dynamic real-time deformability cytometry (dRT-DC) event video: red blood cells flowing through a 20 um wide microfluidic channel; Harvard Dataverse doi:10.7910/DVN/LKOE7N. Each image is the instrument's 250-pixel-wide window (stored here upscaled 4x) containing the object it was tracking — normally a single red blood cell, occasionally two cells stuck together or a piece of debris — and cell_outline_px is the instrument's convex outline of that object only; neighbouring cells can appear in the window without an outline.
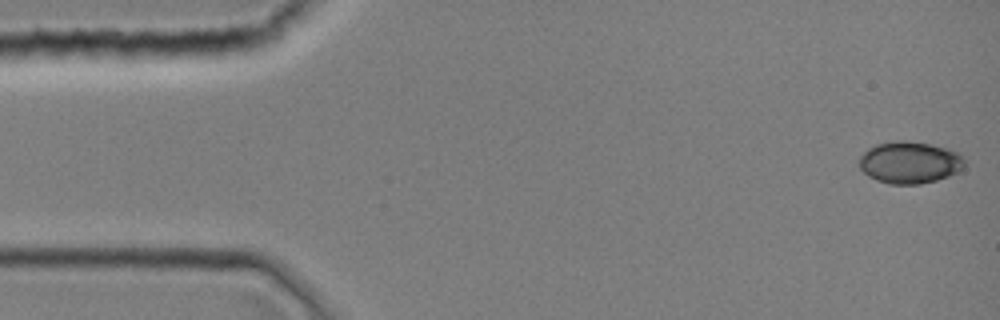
{"species": "common noctule bat (a hibernating species)", "species_latin": "Nyctalus noctula", "temperature_condition": "room temperature", "stored_images_in_passage": 40, "camera_frame_rate_fps": 3000, "um_per_image_px": 0.085, "animal": {"sex": "female", "body_mass_g": 19.0, "forearm_length_mm": 51.5}, "frame": {"image": 1, "passage_image": 1, "time_ms": 0.0, "image_size_px": [1000, 320], "cell_outline_px": [[964, 168], [960, 172], [936, 180], [920, 184], [888, 184], [876, 180], [868, 176], [860, 168], [860, 156], [868, 148], [876, 144], [896, 140], [904, 140], [928, 144], [948, 148], [960, 152], [964, 160]], "centroid_in_image_um": [77.34, 13.81], "position_along_channel_um": 7.7, "area_um2": 25.95}}
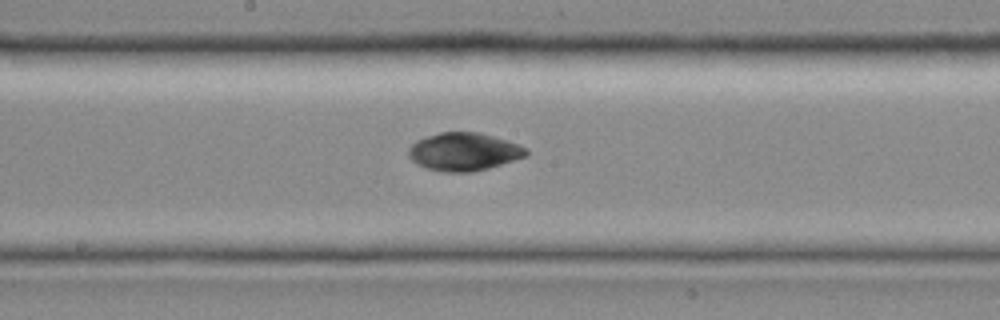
{"frame": {"image": 2, "passage_image": 21, "time_ms": 6.667, "image_size_px": [1000, 320], "cell_outline_px": [[528, 156], [488, 168], [472, 172], [440, 172], [424, 168], [416, 164], [408, 156], [408, 148], [416, 140], [440, 132], [480, 132], [528, 148]], "centroid_in_image_um": [39.4, 12.91], "position_along_channel_um": 208.8, "area_um2": 26.13}}
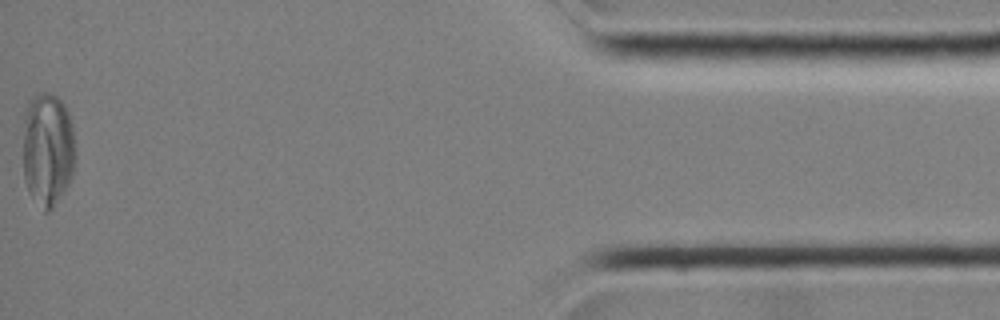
{"frame": {"image": 3, "passage_image": 40, "time_ms": 13.0, "image_size_px": [1000, 320], "cell_outline_px": [[76, 156], [72, 176], [64, 192], [52, 208], [48, 212], [44, 212], [28, 192], [24, 180], [24, 108], [28, 100], [32, 96], [40, 92], [48, 92], [56, 96], [64, 104], [68, 112], [72, 124], [76, 148]], "centroid_in_image_um": [4.06, 12.67], "position_along_channel_um": 431.1, "area_um2": 35.43}}